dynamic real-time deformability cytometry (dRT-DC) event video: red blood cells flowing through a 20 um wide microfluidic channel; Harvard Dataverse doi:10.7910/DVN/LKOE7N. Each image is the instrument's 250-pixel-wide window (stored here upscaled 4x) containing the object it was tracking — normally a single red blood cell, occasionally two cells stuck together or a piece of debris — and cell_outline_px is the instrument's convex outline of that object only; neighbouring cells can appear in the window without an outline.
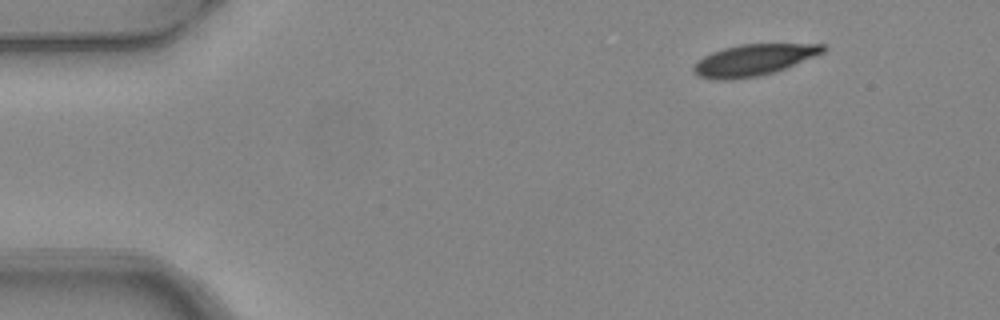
{"species": "common noctule bat (a hibernating species)", "species_latin": "Nyctalus noctula", "temperature_condition": "warm", "stored_images_in_passage": 5, "camera_frame_rate_fps": 3000, "um_per_image_px": 0.085, "animal": {"sex": "female", "body_mass_g": 24.6, "forearm_length_mm": 56.2}, "frame": {"image": 1, "passage_image": 1, "time_ms": 0.0, "image_size_px": [1000, 320], "cell_outline_px": [[828, 48], [824, 52], [776, 72], [760, 76], [732, 80], [716, 80], [700, 76], [692, 72], [692, 68], [704, 56], [712, 52], [724, 48], [740, 44], [824, 44]], "centroid_in_image_um": [64.07, 5.11], "position_along_channel_um": 20.9, "area_um2": 23.64}}
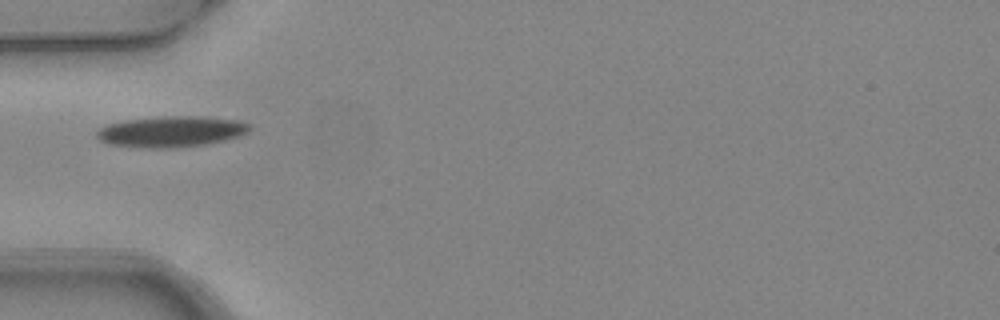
{"frame": {"image": 2, "passage_image": 4, "time_ms": 1.0, "image_size_px": [1000, 320], "cell_outline_px": [[252, 128], [248, 132], [240, 136], [208, 144], [172, 148], [140, 148], [108, 144], [100, 140], [96, 136], [96, 132], [100, 128], [108, 124], [124, 120], [164, 116], [196, 116], [236, 120], [252, 124]], "centroid_in_image_um": [14.55, 11.19], "position_along_channel_um": 70.4, "area_um2": 27.74}}
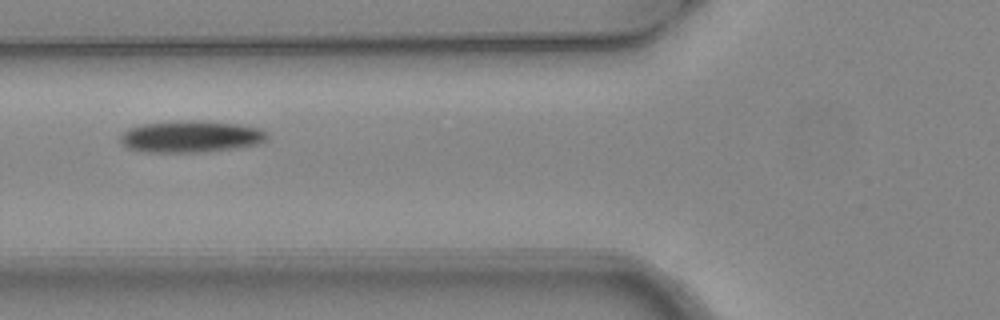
{"frame": {"image": 3, "passage_image": 5, "time_ms": 1.333, "image_size_px": [1000, 320], "cell_outline_px": [[268, 140], [260, 144], [240, 148], [208, 152], [148, 152], [128, 148], [120, 144], [120, 136], [128, 128], [140, 124], [188, 120], [200, 120], [240, 124], [260, 128], [268, 132]], "centroid_in_image_um": [16.28, 11.61], "position_along_channel_um": 109.5, "area_um2": 27.74}}